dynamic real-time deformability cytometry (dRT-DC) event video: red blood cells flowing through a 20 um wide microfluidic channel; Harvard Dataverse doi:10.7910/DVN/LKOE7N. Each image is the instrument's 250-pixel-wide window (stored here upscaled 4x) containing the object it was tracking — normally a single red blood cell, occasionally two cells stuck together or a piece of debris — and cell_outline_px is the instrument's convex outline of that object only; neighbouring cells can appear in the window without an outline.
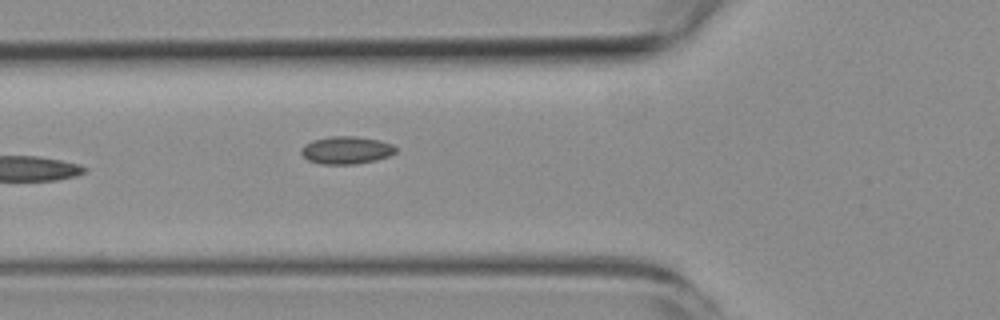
{"species": "common noctule bat (a hibernating species)", "species_latin": "Nyctalus noctula", "temperature_condition": "room temperature", "stored_images_in_passage": 7, "camera_frame_rate_fps": 3000, "um_per_image_px": 0.085, "animal": {"sex": "female", "body_mass_g": 19.3, "forearm_length_mm": 54.1}, "frame": {"image": 1, "passage_image": 6, "time_ms": 5.667, "image_size_px": [1000, 320], "cell_outline_px": [[396, 152], [388, 156], [376, 160], [356, 164], [320, 164], [308, 160], [300, 152], [304, 144], [312, 140], [328, 136], [356, 136], [380, 140], [392, 144], [396, 148]], "centroid_in_image_um": [29.43, 12.75], "position_along_channel_um": 96.4, "area_um2": 15.32}}